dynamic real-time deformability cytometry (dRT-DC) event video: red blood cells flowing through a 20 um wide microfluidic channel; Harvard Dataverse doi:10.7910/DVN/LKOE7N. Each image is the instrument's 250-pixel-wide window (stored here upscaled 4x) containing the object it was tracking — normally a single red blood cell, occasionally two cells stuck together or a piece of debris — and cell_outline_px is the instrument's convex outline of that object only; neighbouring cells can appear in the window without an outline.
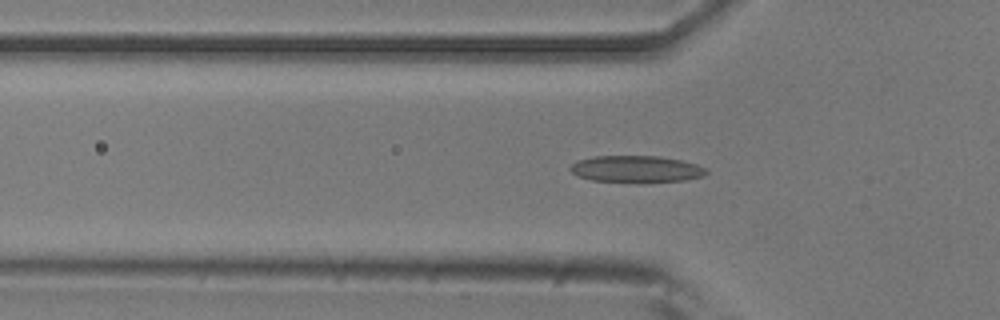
{"species": "common noctule bat (a hibernating species)", "species_latin": "Nyctalus noctula", "temperature_condition": "room temperature", "stored_images_in_passage": 45, "camera_frame_rate_fps": 3000, "um_per_image_px": 0.085, "animal": {"sex": "male", "body_mass_g": 20.5, "forearm_length_mm": 52.5}, "frame": {"image": 1, "passage_image": 12, "time_ms": 3.667, "image_size_px": [1000, 320], "cell_outline_px": [[708, 172], [704, 176], [684, 180], [636, 184], [592, 180], [580, 176], [572, 172], [568, 168], [572, 164], [580, 160], [596, 156], [660, 156], [680, 160], [696, 164], [704, 168]], "centroid_in_image_um": [54.09, 14.39], "position_along_channel_um": 71.7, "area_um2": 21.5}}
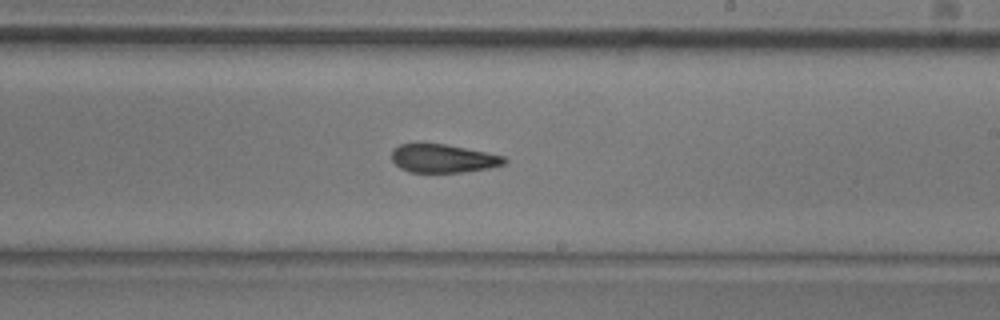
{"frame": {"image": 2, "passage_image": 26, "time_ms": 8.333, "image_size_px": [1000, 320], "cell_outline_px": [[508, 160], [504, 164], [488, 168], [464, 172], [408, 172], [400, 168], [392, 160], [392, 152], [400, 144], [416, 140], [444, 144], [504, 156]], "centroid_in_image_um": [37.6, 13.44], "position_along_channel_um": 251.4, "area_um2": 18.96}}
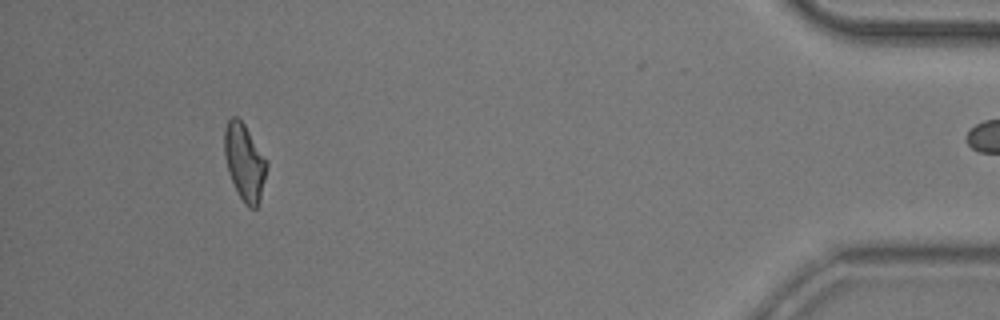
{"frame": {"image": 3, "passage_image": 44, "time_ms": 14.333, "image_size_px": [1000, 320], "cell_outline_px": [[268, 168], [260, 200], [256, 208], [248, 208], [244, 204], [228, 172], [224, 156], [224, 128], [228, 120], [232, 116], [236, 116], [244, 124], [268, 160]], "centroid_in_image_um": [20.8, 13.77], "position_along_channel_um": 414.4, "area_um2": 19.07}}